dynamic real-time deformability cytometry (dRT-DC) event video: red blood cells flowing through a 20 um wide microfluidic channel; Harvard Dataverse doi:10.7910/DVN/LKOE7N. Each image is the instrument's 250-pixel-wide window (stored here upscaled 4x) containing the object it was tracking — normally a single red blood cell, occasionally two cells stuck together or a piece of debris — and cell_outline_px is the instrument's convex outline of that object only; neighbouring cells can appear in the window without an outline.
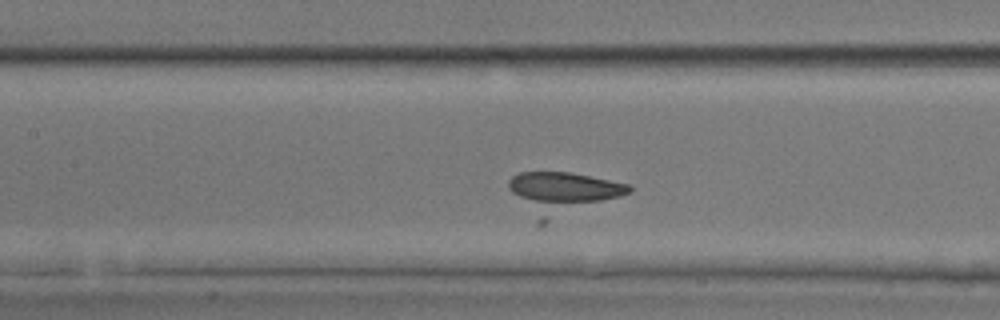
{"species": "common noctule bat (a hibernating species)", "species_latin": "Nyctalus noctula", "temperature_condition": "room temperature", "stored_images_in_passage": 25, "camera_frame_rate_fps": 3000, "um_per_image_px": 0.085, "animal": {"sex": "male", "body_mass_g": 17.9, "forearm_length_mm": 54.2}, "frame": {"image": 1, "passage_image": 9, "time_ms": 2.667, "image_size_px": [1000, 320], "cell_outline_px": [[632, 192], [544, 224], [536, 224], [508, 188], [508, 180], [512, 176], [520, 172], [572, 172], [628, 184], [632, 188]], "centroid_in_image_um": [47.75, 16.43], "position_along_channel_um": 159.6, "area_um2": 29.65}}